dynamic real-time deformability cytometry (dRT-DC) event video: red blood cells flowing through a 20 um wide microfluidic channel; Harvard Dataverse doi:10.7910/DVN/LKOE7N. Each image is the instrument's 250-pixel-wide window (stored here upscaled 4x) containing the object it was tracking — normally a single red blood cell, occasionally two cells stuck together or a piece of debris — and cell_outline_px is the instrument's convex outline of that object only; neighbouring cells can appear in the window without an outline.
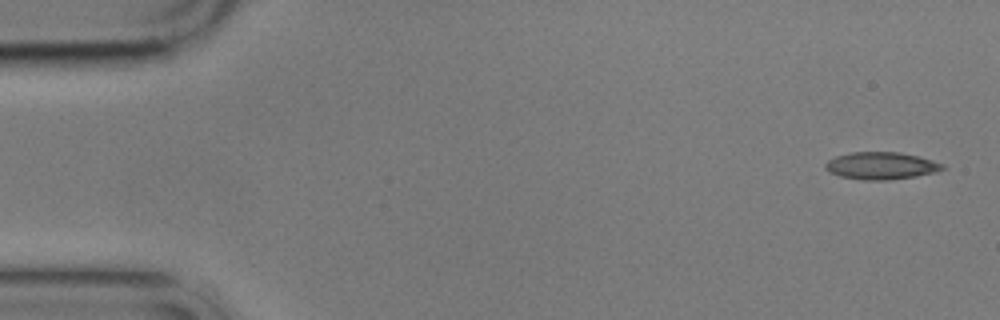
{"species": "common noctule bat (a hibernating species)", "species_latin": "Nyctalus noctula", "temperature_condition": "cold", "stored_images_in_passage": 5, "camera_frame_rate_fps": 3000, "um_per_image_px": 0.085, "animal": {"sex": "male", "body_mass_g": 17.9}, "frame": {"image": 1, "passage_image": 1, "time_ms": 0.0, "image_size_px": [1000, 320], "cell_outline_px": [[944, 168], [936, 172], [916, 176], [888, 180], [860, 180], [840, 176], [828, 172], [824, 168], [824, 164], [828, 160], [836, 156], [852, 152], [900, 152], [932, 160], [944, 164]], "centroid_in_image_um": [74.86, 14.09], "position_along_channel_um": 10.1, "area_um2": 18.67}}
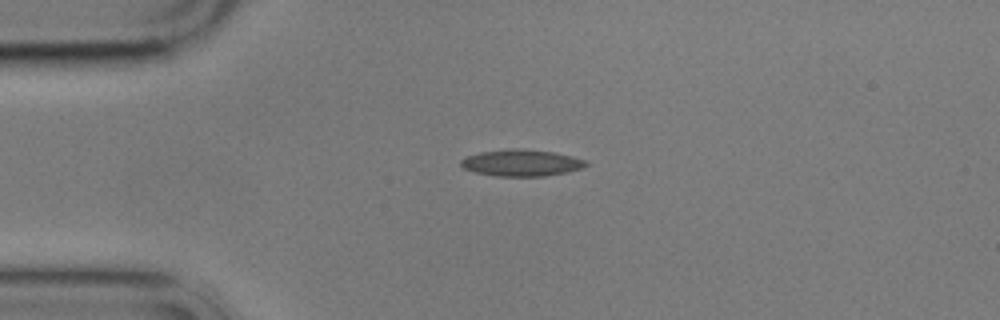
{"frame": {"image": 2, "passage_image": 4, "time_ms": 3.667, "image_size_px": [1000, 320], "cell_outline_px": [[588, 164], [580, 168], [568, 172], [544, 176], [496, 176], [476, 172], [464, 168], [460, 164], [460, 160], [468, 156], [480, 152], [508, 148], [520, 148], [552, 152], [572, 156], [584, 160]], "centroid_in_image_um": [44.3, 13.83], "position_along_channel_um": 40.7, "area_um2": 19.25}}